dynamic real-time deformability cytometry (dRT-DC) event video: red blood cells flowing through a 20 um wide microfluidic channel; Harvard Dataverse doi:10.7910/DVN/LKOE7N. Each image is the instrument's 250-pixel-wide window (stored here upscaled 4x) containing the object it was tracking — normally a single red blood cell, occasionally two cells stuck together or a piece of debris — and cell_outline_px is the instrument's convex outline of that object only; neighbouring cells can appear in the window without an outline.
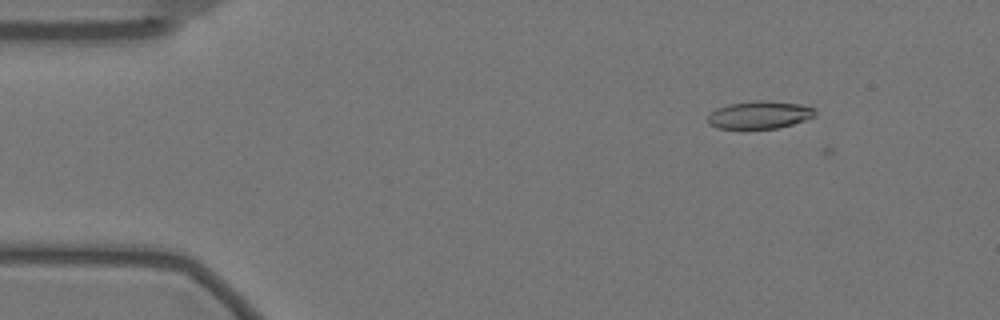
{"species": "Egyptian fruit bat (a non-hibernating species)", "species_latin": "Rousettus aegyptiacus", "temperature_condition": "warm", "stored_images_in_passage": 9, "camera_frame_rate_fps": 3000, "um_per_image_px": 0.085, "animal": {"sex": "female"}, "frame": {"image": 1, "passage_image": 8, "time_ms": 2.333, "image_size_px": [1000, 320], "cell_outline_px": [[816, 116], [792, 124], [776, 128], [744, 132], [716, 128], [708, 124], [708, 116], [716, 108], [728, 104], [756, 100], [760, 100], [800, 104], [816, 108]], "centroid_in_image_um": [64.51, 9.81], "position_along_channel_um": 20.5, "area_um2": 18.09}}